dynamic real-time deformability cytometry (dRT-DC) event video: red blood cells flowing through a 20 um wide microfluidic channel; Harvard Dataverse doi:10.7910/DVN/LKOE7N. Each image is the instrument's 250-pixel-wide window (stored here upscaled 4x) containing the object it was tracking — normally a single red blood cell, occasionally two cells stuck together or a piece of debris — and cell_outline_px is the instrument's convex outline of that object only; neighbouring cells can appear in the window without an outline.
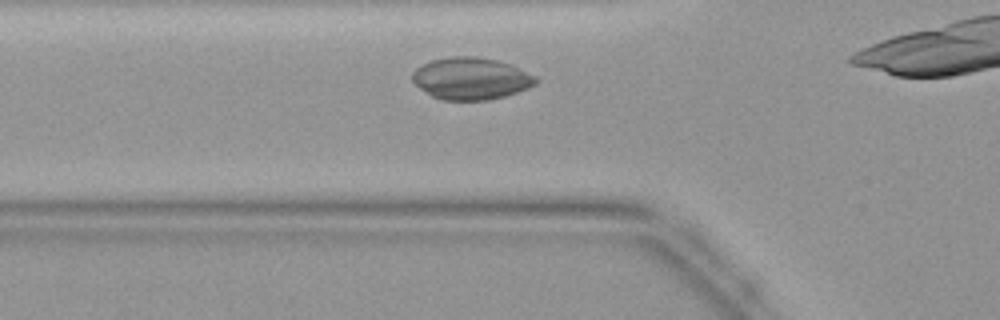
{"species": "common noctule bat (a hibernating species)", "species_latin": "Nyctalus noctula", "temperature_condition": "warm", "stored_images_in_passage": 13, "camera_frame_rate_fps": 3000, "um_per_image_px": 0.085, "animal": {"sex": "female", "body_mass_g": 19.9}, "frame": {"image": 1, "passage_image": 6, "time_ms": 1.667, "image_size_px": [1000, 320], "cell_outline_px": [[540, 80], [536, 84], [528, 88], [504, 96], [488, 100], [440, 100], [432, 96], [420, 88], [412, 80], [412, 72], [420, 64], [432, 60], [452, 56], [476, 56], [496, 60], [520, 68], [536, 76]], "centroid_in_image_um": [40.03, 6.67], "position_along_channel_um": 85.8, "area_um2": 30.35}}